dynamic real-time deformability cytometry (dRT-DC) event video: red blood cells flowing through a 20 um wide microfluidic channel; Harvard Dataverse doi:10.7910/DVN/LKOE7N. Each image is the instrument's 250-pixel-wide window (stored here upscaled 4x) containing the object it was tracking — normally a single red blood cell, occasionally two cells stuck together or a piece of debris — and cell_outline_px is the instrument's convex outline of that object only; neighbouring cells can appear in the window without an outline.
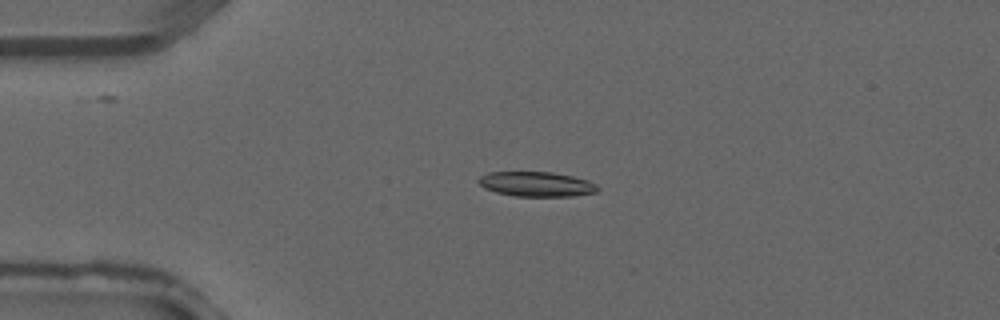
{"species": "common noctule bat (a hibernating species)", "species_latin": "Nyctalus noctula", "temperature_condition": "warm", "stored_images_in_passage": 3, "camera_frame_rate_fps": 3000, "um_per_image_px": 0.085, "animal": {"sex": "male", "forearm_length_mm": 52.5}, "frame": {"image": 1, "passage_image": 3, "time_ms": 0.667, "image_size_px": [1000, 320], "cell_outline_px": [[600, 188], [596, 192], [572, 196], [516, 196], [496, 192], [484, 188], [476, 180], [480, 176], [488, 172], [552, 172], [572, 176], [588, 180], [596, 184]], "centroid_in_image_um": [45.59, 15.65], "position_along_channel_um": 39.4, "area_um2": 17.22}}